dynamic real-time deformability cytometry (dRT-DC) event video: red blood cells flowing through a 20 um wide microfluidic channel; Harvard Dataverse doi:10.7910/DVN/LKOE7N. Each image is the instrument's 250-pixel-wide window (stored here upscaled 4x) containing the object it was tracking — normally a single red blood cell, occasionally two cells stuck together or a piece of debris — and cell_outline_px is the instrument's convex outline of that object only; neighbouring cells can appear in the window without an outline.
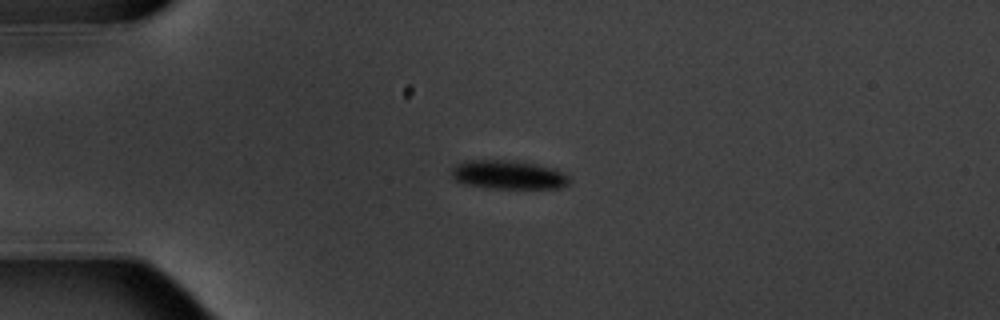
{"species": "common noctule bat (a hibernating species)", "species_latin": "Nyctalus noctula", "temperature_condition": "warm", "stored_images_in_passage": 3, "camera_frame_rate_fps": 3000, "um_per_image_px": 0.085, "animal": {"sex": "male", "body_mass_g": 20.1, "forearm_length_mm": 53.5}, "frame": {"image": 1, "passage_image": 3, "time_ms": 2.333, "image_size_px": [1000, 320], "cell_outline_px": [[568, 184], [560, 188], [484, 188], [468, 184], [456, 180], [452, 176], [452, 168], [456, 164], [468, 160], [508, 160], [536, 164], [556, 168], [564, 172], [568, 176]], "centroid_in_image_um": [43.23, 14.85], "position_along_channel_um": 41.8, "area_um2": 19.71}}